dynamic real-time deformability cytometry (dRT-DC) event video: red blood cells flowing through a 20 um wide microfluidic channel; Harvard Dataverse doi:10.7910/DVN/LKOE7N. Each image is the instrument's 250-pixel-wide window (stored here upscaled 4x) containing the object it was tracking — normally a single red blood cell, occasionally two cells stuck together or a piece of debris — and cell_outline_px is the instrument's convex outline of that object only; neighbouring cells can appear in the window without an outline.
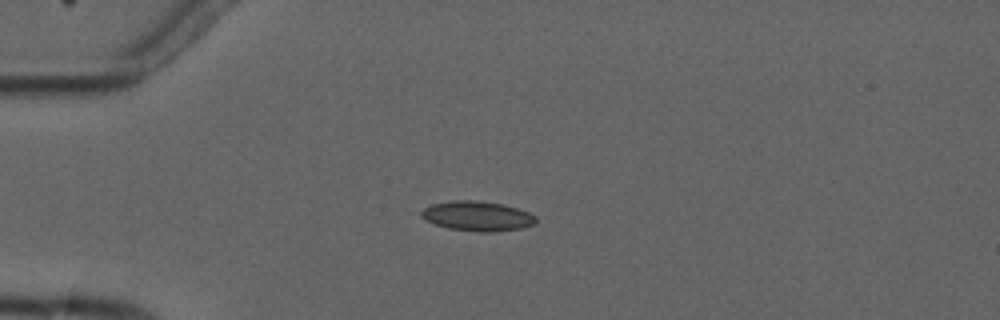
{"species": "common noctule bat (a hibernating species)", "species_latin": "Nyctalus noctula", "temperature_condition": "cold", "stored_images_in_passage": 9, "camera_frame_rate_fps": 3000, "um_per_image_px": 0.085, "animal": {"sex": "male", "forearm_length_mm": 52.5}, "frame": {"image": 1, "passage_image": 4, "time_ms": 3.667, "image_size_px": [1000, 320], "cell_outline_px": [[536, 224], [520, 228], [492, 232], [480, 232], [448, 228], [424, 220], [420, 216], [420, 212], [424, 208], [432, 204], [452, 200], [476, 200], [504, 204], [528, 212], [536, 216]], "centroid_in_image_um": [40.56, 18.36], "position_along_channel_um": 44.4, "area_um2": 19.94}}
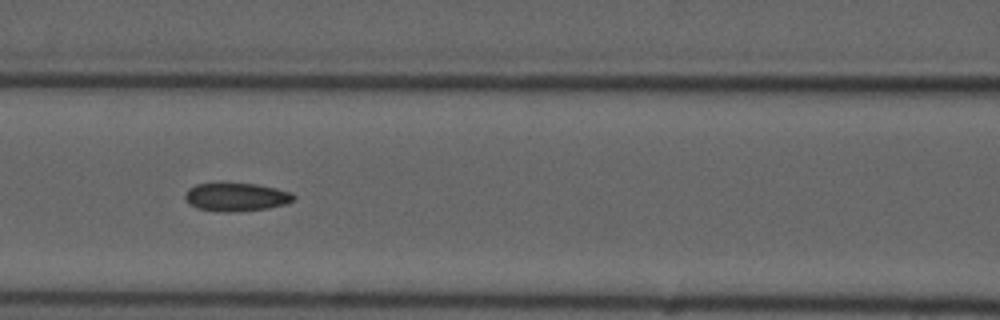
{"frame": {"image": 2, "passage_image": 7, "time_ms": 7.0, "image_size_px": [1000, 320], "cell_outline_px": [[296, 200], [284, 204], [268, 208], [232, 212], [220, 212], [196, 208], [188, 204], [184, 200], [184, 192], [188, 188], [196, 184], [256, 184], [276, 188], [292, 192], [296, 196]], "centroid_in_image_um": [20.06, 16.76], "position_along_channel_um": 146.5, "area_um2": 18.03}}
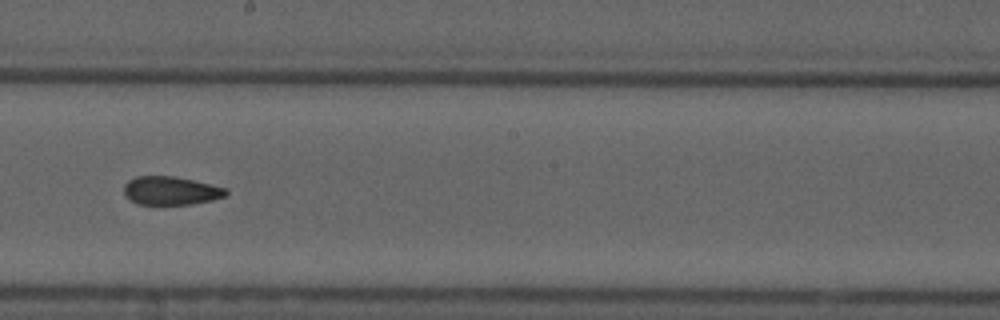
{"frame": {"image": 3, "passage_image": 9, "time_ms": 9.333, "image_size_px": [1000, 320], "cell_outline_px": [[228, 192], [224, 196], [212, 200], [192, 204], [136, 204], [124, 196], [124, 184], [128, 180], [136, 176], [172, 176], [192, 180], [228, 188]], "centroid_in_image_um": [14.49, 16.21], "position_along_channel_um": 233.7, "area_um2": 16.94}}